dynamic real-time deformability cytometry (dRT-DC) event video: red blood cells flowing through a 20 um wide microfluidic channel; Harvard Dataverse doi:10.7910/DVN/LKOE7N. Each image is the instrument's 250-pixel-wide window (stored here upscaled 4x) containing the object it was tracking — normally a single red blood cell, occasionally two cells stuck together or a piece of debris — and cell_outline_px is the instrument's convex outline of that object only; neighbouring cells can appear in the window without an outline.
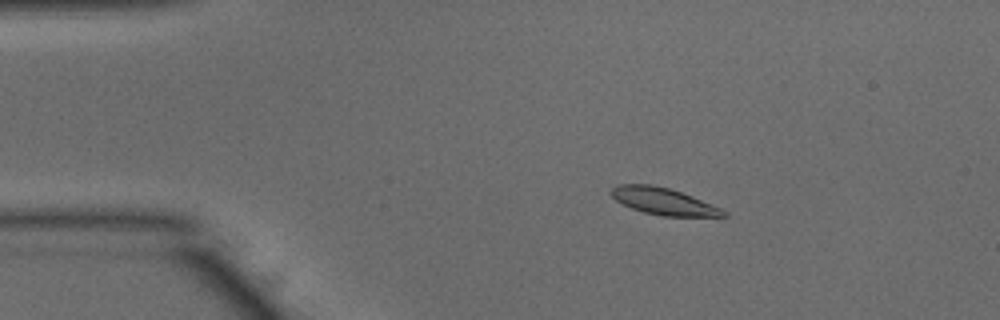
{"species": "common noctule bat (a hibernating species)", "species_latin": "Nyctalus noctula", "temperature_condition": "warm", "stored_images_in_passage": 54, "camera_frame_rate_fps": 3000, "um_per_image_px": 0.085, "animal": {"sex": "male", "body_mass_g": 15.6}, "frame": {"image": 1, "passage_image": 10, "time_ms": 3.0, "image_size_px": [1000, 320], "cell_outline_px": [[728, 216], [664, 216], [644, 212], [632, 208], [616, 200], [608, 192], [612, 188], [620, 184], [652, 184], [668, 188], [692, 196], [720, 208], [728, 212]], "centroid_in_image_um": [56.38, 17.1], "position_along_channel_um": 28.6, "area_um2": 17.34}}
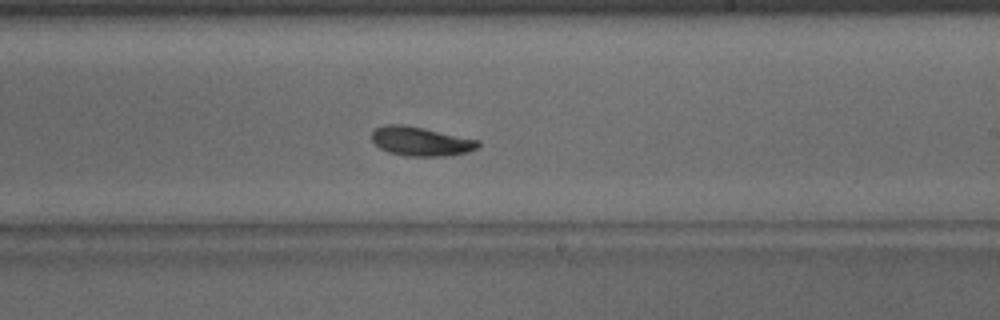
{"frame": {"image": 2, "passage_image": 32, "time_ms": 10.333, "image_size_px": [1000, 320], "cell_outline_px": [[480, 144], [476, 148], [468, 152], [448, 156], [408, 156], [388, 152], [380, 148], [372, 140], [372, 132], [376, 128], [384, 124], [404, 124], [424, 128], [480, 140]], "centroid_in_image_um": [35.77, 12.01], "position_along_channel_um": 253.2, "area_um2": 18.09}}
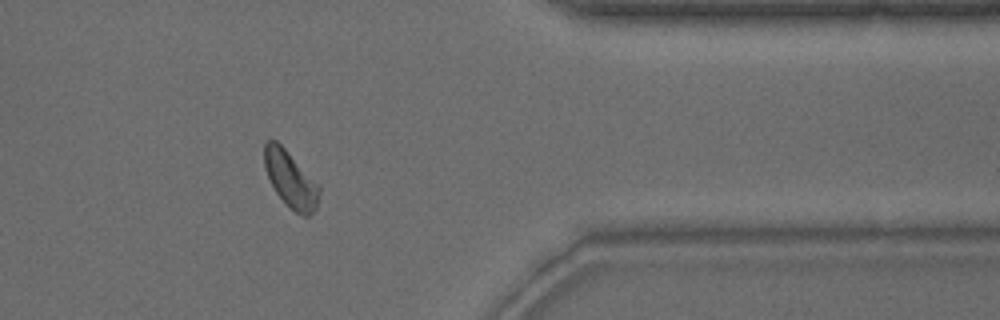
{"frame": {"image": 3, "passage_image": 44, "time_ms": 14.333, "image_size_px": [1000, 320], "cell_outline_px": [[320, 192], [316, 208], [308, 216], [304, 216], [296, 212], [276, 192], [268, 176], [264, 164], [264, 144], [268, 140], [276, 140], [320, 184]], "centroid_in_image_um": [24.72, 15.22], "position_along_channel_um": 386.7, "area_um2": 17.69}, "authors_computed_cell_mechanics": {"area_um2": 17.7735, "velocity_mm_per_s": 3.7952, "shape_relaxation_time_tau1_ms": 10.5649, "shape_relaxation_time_tau2_ms": 5.7127, "deformation_change_tau1": 0.2842, "deformation_change_tau2": 0.1112}}